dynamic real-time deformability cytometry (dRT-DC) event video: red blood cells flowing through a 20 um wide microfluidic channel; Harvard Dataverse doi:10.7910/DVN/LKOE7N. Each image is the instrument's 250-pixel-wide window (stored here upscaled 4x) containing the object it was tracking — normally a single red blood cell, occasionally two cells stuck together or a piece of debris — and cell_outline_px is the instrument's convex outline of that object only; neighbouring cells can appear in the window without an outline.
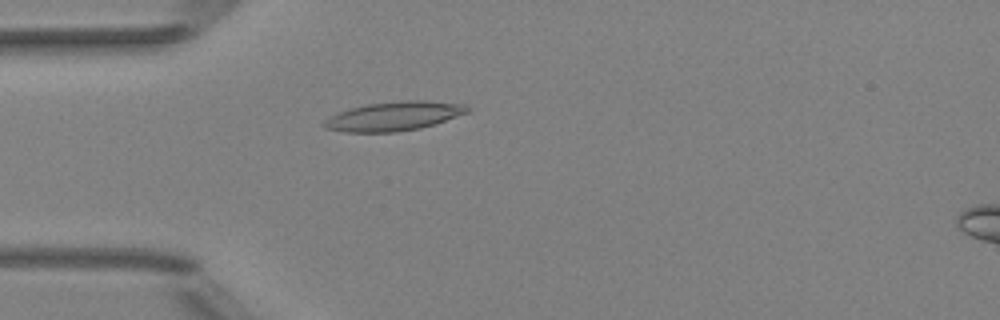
{"species": "Egyptian fruit bat (a non-hibernating species)", "species_latin": "Rousettus aegyptiacus", "temperature_condition": "room temperature", "stored_images_in_passage": 51, "camera_frame_rate_fps": 3000, "um_per_image_px": 0.085, "animal": {"sex": "female"}, "frame": {"image": 1, "passage_image": 15, "time_ms": 4.667, "image_size_px": [1000, 320], "cell_outline_px": [[472, 108], [468, 112], [420, 128], [396, 132], [344, 132], [324, 128], [324, 120], [340, 112], [352, 108], [368, 104], [404, 100], [424, 100], [464, 104]], "centroid_in_image_um": [33.49, 9.87], "position_along_channel_um": 51.5, "area_um2": 23.93}}
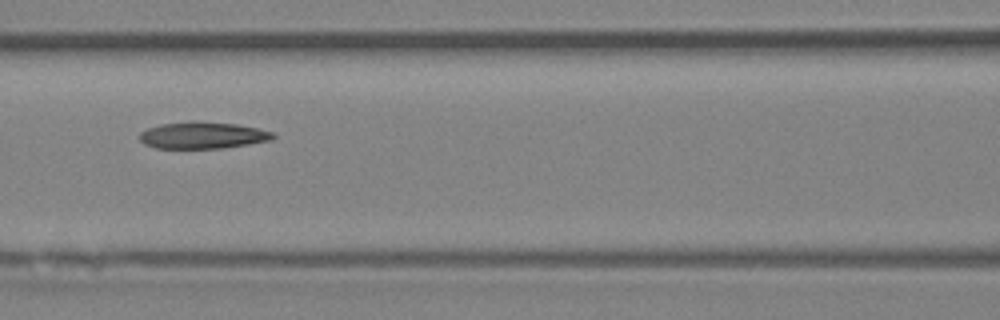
{"frame": {"image": 2, "passage_image": 23, "time_ms": 7.333, "image_size_px": [1000, 320], "cell_outline_px": [[276, 136], [272, 140], [224, 148], [156, 148], [144, 144], [140, 140], [140, 132], [148, 128], [160, 124], [188, 120], [196, 120], [236, 124], [256, 128], [272, 132]], "centroid_in_image_um": [17.21, 11.49], "position_along_channel_um": 149.4, "area_um2": 20.98}}
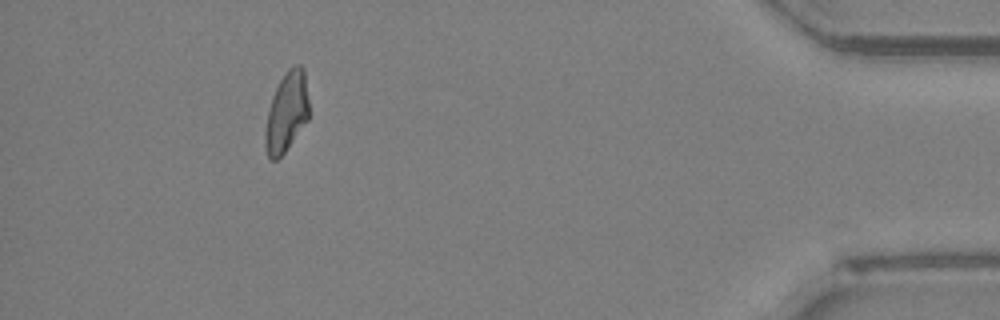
{"frame": {"image": 3, "passage_image": 47, "time_ms": 15.333, "image_size_px": [1000, 320], "cell_outline_px": [[308, 120], [284, 152], [276, 160], [272, 160], [268, 156], [264, 148], [264, 132], [268, 108], [272, 96], [280, 80], [288, 68], [296, 64], [300, 64], [304, 68], [308, 100]], "centroid_in_image_um": [24.34, 9.52], "position_along_channel_um": 410.9, "area_um2": 20.4}, "authors_computed_cell_mechanics": {"area_um2": 21.2704, "velocity_mm_per_s": 4.0162, "shape_relaxation_time_tau1_ms": null, "shape_relaxation_time_tau2_ms": 11.3713, "deformation_change_tau1": null, "deformation_change_tau2": 0.2353}}